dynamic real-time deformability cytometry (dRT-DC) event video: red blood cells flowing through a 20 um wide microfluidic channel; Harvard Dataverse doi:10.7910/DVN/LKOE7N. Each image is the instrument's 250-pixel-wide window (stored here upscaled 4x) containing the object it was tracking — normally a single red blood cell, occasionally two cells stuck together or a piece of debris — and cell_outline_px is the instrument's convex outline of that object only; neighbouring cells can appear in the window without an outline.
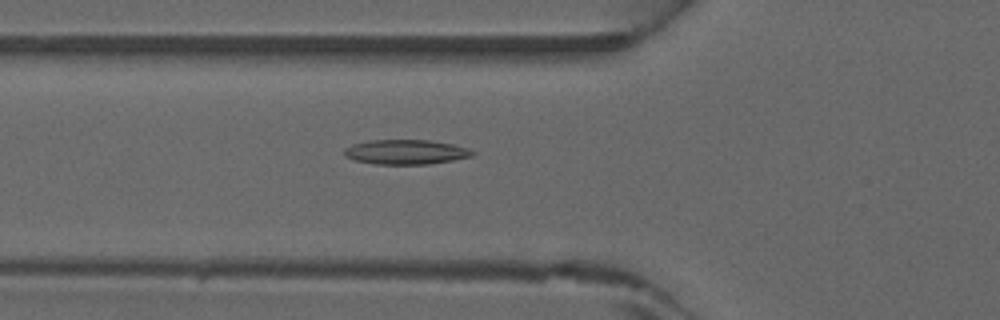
{"species": "common noctule bat (a hibernating species)", "species_latin": "Nyctalus noctula", "temperature_condition": "warm", "stored_images_in_passage": 46, "camera_frame_rate_fps": 3000, "um_per_image_px": 0.085, "animal": {"sex": "male", "forearm_length_mm": 52.5}, "frame": {"image": 1, "passage_image": 17, "time_ms": 5.333, "image_size_px": [1000, 320], "cell_outline_px": [[476, 152], [472, 156], [452, 160], [428, 164], [376, 164], [356, 160], [344, 156], [344, 148], [352, 144], [368, 140], [428, 140], [452, 144], [468, 148]], "centroid_in_image_um": [34.48, 12.91], "position_along_channel_um": 91.3, "area_um2": 18.38}}
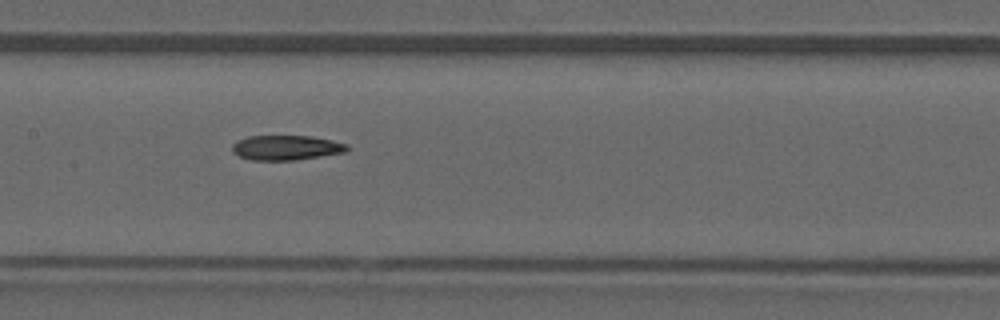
{"frame": {"image": 2, "passage_image": 23, "time_ms": 7.333, "image_size_px": [1000, 320], "cell_outline_px": [[348, 148], [344, 152], [296, 160], [252, 160], [240, 156], [232, 152], [232, 144], [236, 140], [248, 136], [312, 136], [332, 140], [348, 144]], "centroid_in_image_um": [24.3, 12.54], "position_along_channel_um": 183.1, "area_um2": 16.59}}
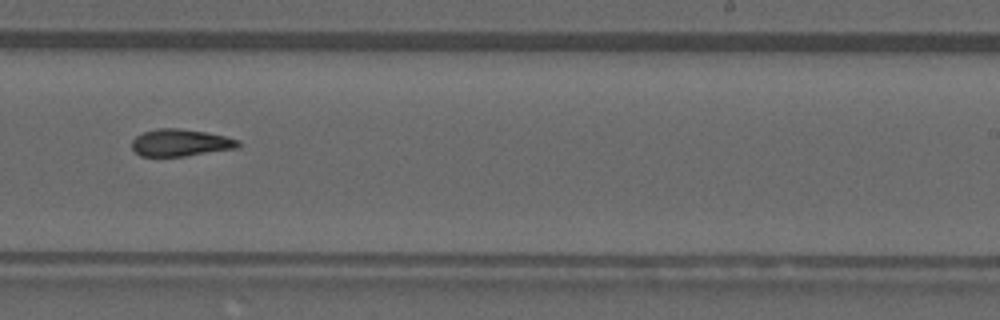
{"frame": {"image": 3, "passage_image": 29, "time_ms": 9.333, "image_size_px": [1000, 320], "cell_outline_px": [[240, 144], [236, 148], [184, 156], [140, 156], [132, 148], [132, 140], [136, 136], [144, 132], [160, 128], [176, 128], [204, 132], [224, 136], [240, 140]], "centroid_in_image_um": [15.32, 12.13], "position_along_channel_um": 273.7, "area_um2": 16.53}}